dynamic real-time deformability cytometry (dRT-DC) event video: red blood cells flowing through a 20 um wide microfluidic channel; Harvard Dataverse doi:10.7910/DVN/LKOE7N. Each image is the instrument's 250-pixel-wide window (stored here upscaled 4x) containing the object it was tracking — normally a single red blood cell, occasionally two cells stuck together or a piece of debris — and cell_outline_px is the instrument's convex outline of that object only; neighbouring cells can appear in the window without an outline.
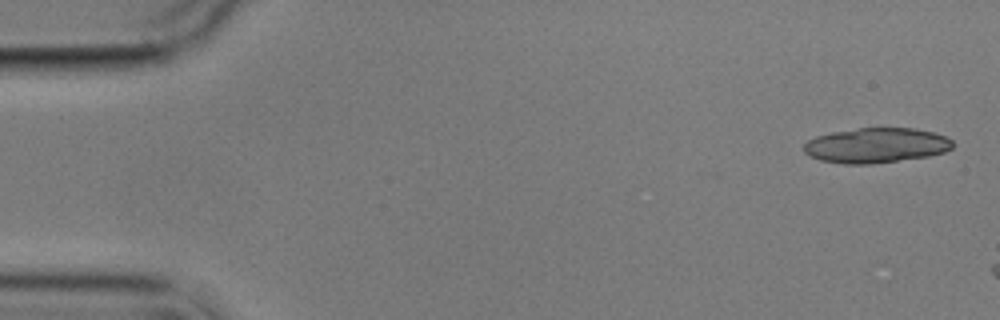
{"species": "common noctule bat (a hibernating species)", "species_latin": "Nyctalus noctula", "temperature_condition": "cold", "stored_images_in_passage": 3, "camera_frame_rate_fps": 3000, "um_per_image_px": 0.085, "animal": {"sex": "male", "body_mass_g": 17.9}, "frame": {"image": 1, "passage_image": 1, "time_ms": 0.0, "image_size_px": [1000, 320], "cell_outline_px": [[952, 148], [944, 152], [928, 156], [872, 164], [844, 164], [820, 160], [808, 156], [804, 152], [804, 144], [808, 140], [816, 136], [832, 132], [856, 128], [916, 128], [932, 132], [944, 136], [952, 140]], "centroid_in_image_um": [74.44, 12.36], "position_along_channel_um": 10.6, "area_um2": 30.4}}